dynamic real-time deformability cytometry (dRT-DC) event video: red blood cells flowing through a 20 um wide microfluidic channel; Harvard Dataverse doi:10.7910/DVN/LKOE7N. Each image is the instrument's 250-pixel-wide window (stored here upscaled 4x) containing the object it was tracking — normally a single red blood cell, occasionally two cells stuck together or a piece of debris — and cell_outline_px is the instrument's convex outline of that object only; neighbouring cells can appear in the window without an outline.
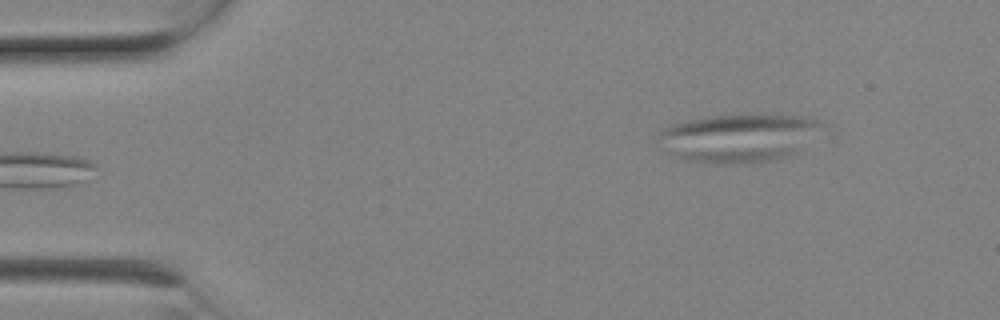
{"species": "Egyptian fruit bat (a non-hibernating species)", "species_latin": "Rousettus aegyptiacus", "temperature_condition": "room temperature", "stored_images_in_passage": 7, "segment_of_instrument_passage": [2, 2], "camera_frame_rate_fps": 3000, "um_per_image_px": 0.085, "animal": {"sex": "female"}, "frame": {"image": 1, "passage_image": 7, "time_ms": 2.0, "image_size_px": [1000, 320], "cell_outline_px": [[820, 124], [800, 152], [788, 156], [772, 160], [732, 164], [720, 164], [684, 160], [676, 156], [656, 140], [660, 132], [664, 128], [672, 124], [704, 116], [764, 112], [812, 116], [820, 120]], "centroid_in_image_um": [62.8, 11.67], "position_along_channel_um": 22.2, "area_um2": 46.76}}